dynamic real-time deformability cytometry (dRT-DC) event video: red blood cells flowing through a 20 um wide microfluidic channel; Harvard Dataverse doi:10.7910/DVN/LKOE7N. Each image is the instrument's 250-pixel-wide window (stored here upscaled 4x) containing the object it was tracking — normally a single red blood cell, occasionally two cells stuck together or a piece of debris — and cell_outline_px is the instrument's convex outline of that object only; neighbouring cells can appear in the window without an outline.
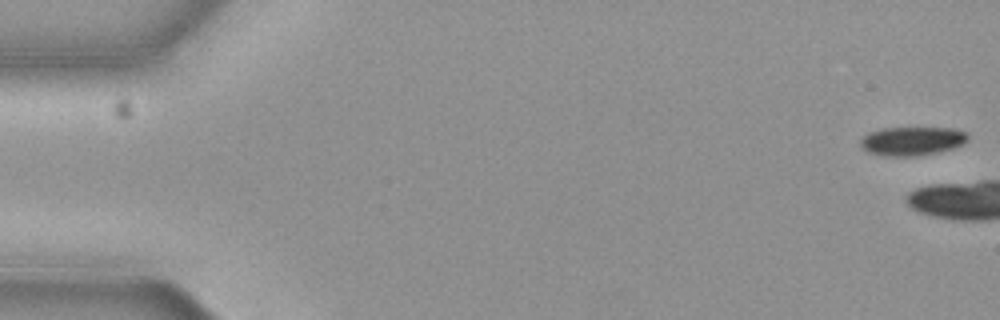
{"species": "common noctule bat (a hibernating species)", "species_latin": "Nyctalus noctula", "temperature_condition": "cold", "stored_images_in_passage": 6, "camera_frame_rate_fps": 3000, "um_per_image_px": 0.085, "animal": {"sex": "female", "body_mass_g": 19.3, "forearm_length_mm": 54.1}, "frame": {"image": 1, "passage_image": 1, "time_ms": 0.0, "image_size_px": [1000, 320], "cell_outline_px": [[968, 140], [964, 144], [952, 148], [936, 152], [912, 156], [884, 156], [868, 152], [860, 144], [860, 140], [868, 132], [884, 128], [952, 128], [964, 132], [968, 136]], "centroid_in_image_um": [77.51, 11.98], "position_along_channel_um": 7.5, "area_um2": 17.8}}